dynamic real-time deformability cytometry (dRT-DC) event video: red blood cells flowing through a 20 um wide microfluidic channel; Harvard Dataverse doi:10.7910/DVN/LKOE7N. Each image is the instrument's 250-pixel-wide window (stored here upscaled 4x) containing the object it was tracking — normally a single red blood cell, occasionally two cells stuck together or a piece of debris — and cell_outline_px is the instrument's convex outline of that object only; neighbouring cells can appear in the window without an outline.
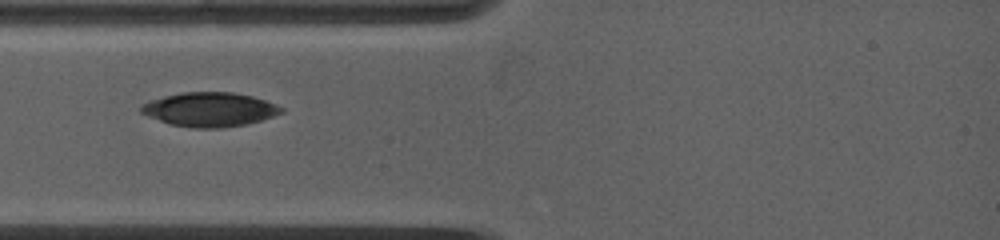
{"species": "common noctule bat (a hibernating species)", "species_latin": "Nyctalus noctula", "temperature_condition": "warm", "stored_images_in_passage": 8, "camera_frame_rate_fps": 5000, "um_per_image_px": 0.085, "animal": {"sex": "female", "body_mass_g": 19.0, "forearm_length_mm": 53.3}, "frame": {"image": 1, "passage_image": 3, "time_ms": 1.0, "image_size_px": [1000, 240], "cell_outline_px": [[284, 112], [248, 124], [224, 128], [192, 128], [172, 124], [148, 116], [140, 112], [140, 104], [148, 100], [180, 92], [232, 92], [252, 96], [276, 104], [284, 108]], "centroid_in_image_um": [17.81, 9.3], "position_along_channel_um": 67.2, "area_um2": 28.03}}
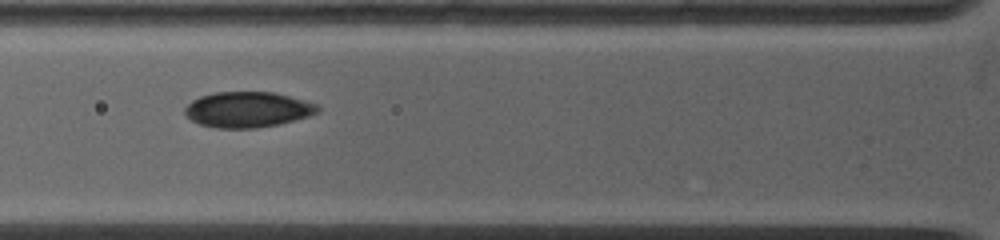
{"frame": {"image": 2, "passage_image": 5, "time_ms": 2.0, "image_size_px": [1000, 240], "cell_outline_px": [[320, 108], [316, 112], [308, 116], [276, 124], [256, 128], [216, 128], [200, 124], [184, 116], [184, 108], [192, 100], [200, 96], [216, 92], [272, 92], [304, 100], [316, 104]], "centroid_in_image_um": [20.98, 9.31], "position_along_channel_um": 104.8, "area_um2": 27.28}}
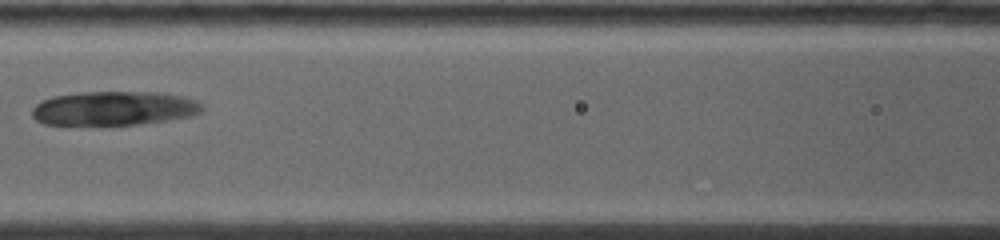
{"frame": {"image": 3, "passage_image": 8, "time_ms": 3.4, "image_size_px": [1000, 240], "cell_outline_px": [[204, 108], [200, 112], [192, 116], [168, 120], [136, 124], [44, 124], [36, 120], [32, 116], [32, 108], [40, 100], [52, 96], [80, 92], [160, 92], [180, 96], [196, 100]], "centroid_in_image_um": [9.67, 9.19], "position_along_channel_um": 156.9, "area_um2": 33.7}}